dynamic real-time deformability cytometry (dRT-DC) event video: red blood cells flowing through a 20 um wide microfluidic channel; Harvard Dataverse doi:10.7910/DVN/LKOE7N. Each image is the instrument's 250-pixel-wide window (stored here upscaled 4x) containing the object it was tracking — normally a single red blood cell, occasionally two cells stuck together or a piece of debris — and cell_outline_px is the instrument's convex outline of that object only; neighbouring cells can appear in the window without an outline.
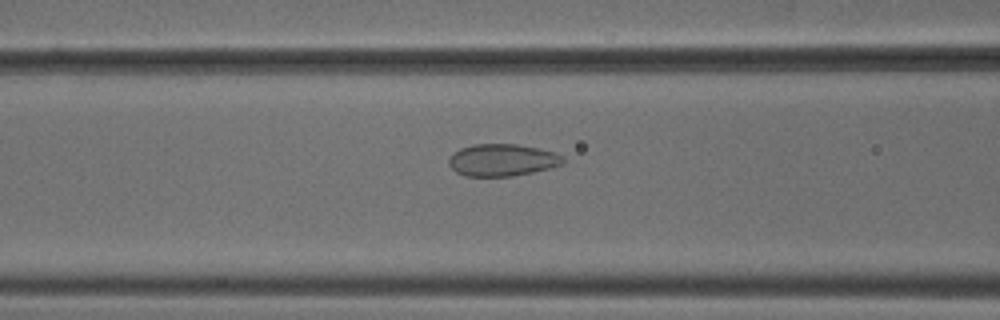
{"species": "common noctule bat (a hibernating species)", "species_latin": "Nyctalus noctula", "temperature_condition": "cold", "stored_images_in_passage": 53, "camera_frame_rate_fps": 3000, "um_per_image_px": 0.085, "animal": {"sex": "male", "body_mass_g": 18.8}, "frame": {"image": 1, "passage_image": 22, "time_ms": 7.0, "image_size_px": [1000, 320], "cell_outline_px": [[564, 164], [532, 172], [512, 176], [464, 176], [456, 172], [448, 164], [448, 160], [452, 152], [460, 148], [472, 144], [516, 144], [556, 152], [564, 156]], "centroid_in_image_um": [42.67, 13.6], "position_along_channel_um": 123.9, "area_um2": 21.5}}
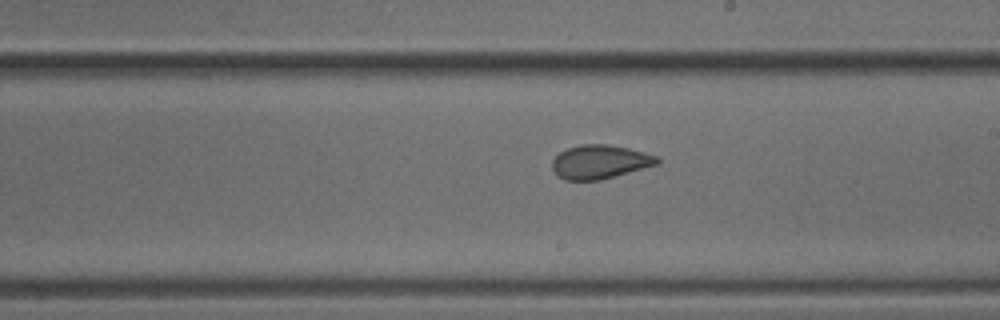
{"frame": {"image": 2, "passage_image": 31, "time_ms": 10.0, "image_size_px": [1000, 320], "cell_outline_px": [[660, 164], [600, 180], [564, 180], [556, 176], [552, 168], [552, 160], [560, 152], [568, 148], [580, 144], [604, 144], [628, 148], [656, 156], [660, 160]], "centroid_in_image_um": [50.96, 13.77], "position_along_channel_um": 238.0, "area_um2": 20.69}}
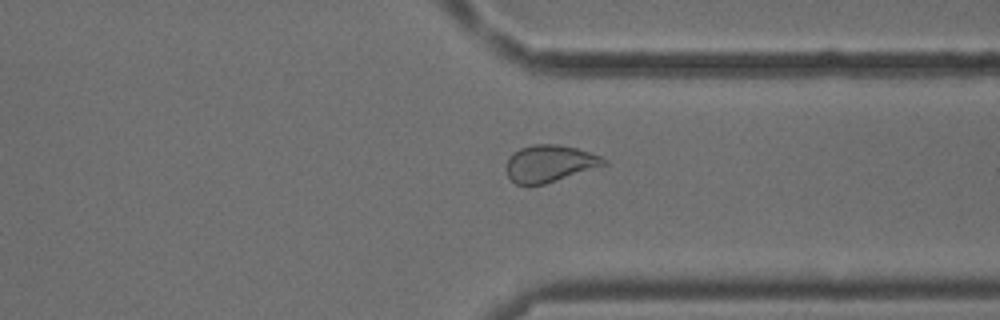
{"frame": {"image": 3, "passage_image": 41, "time_ms": 13.333, "image_size_px": [1000, 320], "cell_outline_px": [[608, 164], [544, 184], [516, 184], [508, 176], [504, 168], [508, 156], [512, 152], [520, 148], [536, 144], [556, 144], [576, 148], [600, 156], [608, 160]], "centroid_in_image_um": [46.68, 13.89], "position_along_channel_um": 364.7, "area_um2": 20.98}, "authors_computed_cell_mechanics": {"area_um2": 22.542, "velocity_mm_per_s": 3.8, "shape_relaxation_time_tau1_ms": null, "shape_relaxation_time_tau2_ms": 1.1159, "deformation_change_tau1": null, "deformation_change_tau2": 0.0411}}